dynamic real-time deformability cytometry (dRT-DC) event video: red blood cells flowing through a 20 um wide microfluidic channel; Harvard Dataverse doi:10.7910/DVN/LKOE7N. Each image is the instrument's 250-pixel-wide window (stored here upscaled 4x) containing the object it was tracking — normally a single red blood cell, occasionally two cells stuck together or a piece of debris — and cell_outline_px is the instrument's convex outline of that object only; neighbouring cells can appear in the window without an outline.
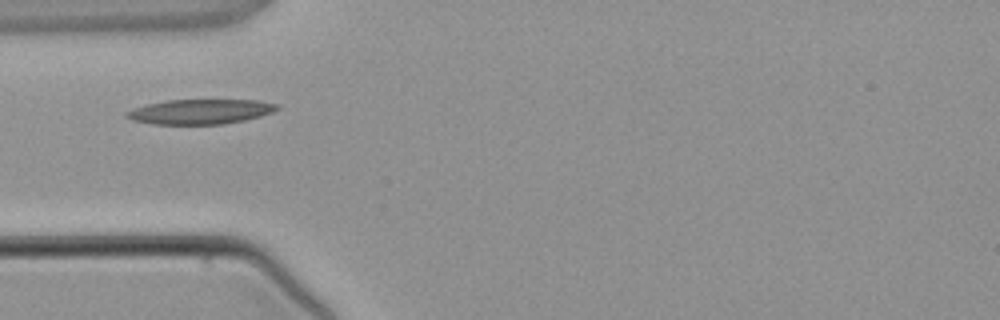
{"species": "common noctule bat (a hibernating species)", "species_latin": "Nyctalus noctula", "temperature_condition": "warm", "stored_images_in_passage": 3, "camera_frame_rate_fps": 3000, "um_per_image_px": 0.085, "animal": {"sex": "male", "body_mass_g": 21.5, "forearm_length_mm": 52.0}, "frame": {"image": 1, "passage_image": 2, "time_ms": 1.333, "image_size_px": [1000, 320], "cell_outline_px": [[280, 108], [272, 112], [260, 116], [244, 120], [220, 124], [152, 124], [132, 120], [124, 116], [124, 112], [132, 108], [148, 104], [168, 100], [256, 100], [280, 104]], "centroid_in_image_um": [17.0, 9.48], "position_along_channel_um": 68.0, "area_um2": 21.79}}
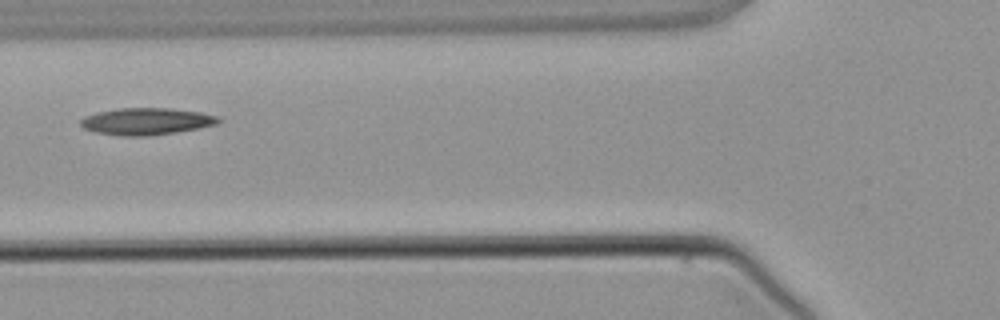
{"frame": {"image": 2, "passage_image": 3, "time_ms": 2.333, "image_size_px": [1000, 320], "cell_outline_px": [[220, 120], [216, 124], [200, 128], [152, 136], [124, 136], [96, 132], [84, 128], [80, 124], [80, 120], [84, 116], [96, 112], [116, 108], [168, 108], [200, 112], [220, 116]], "centroid_in_image_um": [12.44, 10.31], "position_along_channel_um": 113.4, "area_um2": 21.73}}